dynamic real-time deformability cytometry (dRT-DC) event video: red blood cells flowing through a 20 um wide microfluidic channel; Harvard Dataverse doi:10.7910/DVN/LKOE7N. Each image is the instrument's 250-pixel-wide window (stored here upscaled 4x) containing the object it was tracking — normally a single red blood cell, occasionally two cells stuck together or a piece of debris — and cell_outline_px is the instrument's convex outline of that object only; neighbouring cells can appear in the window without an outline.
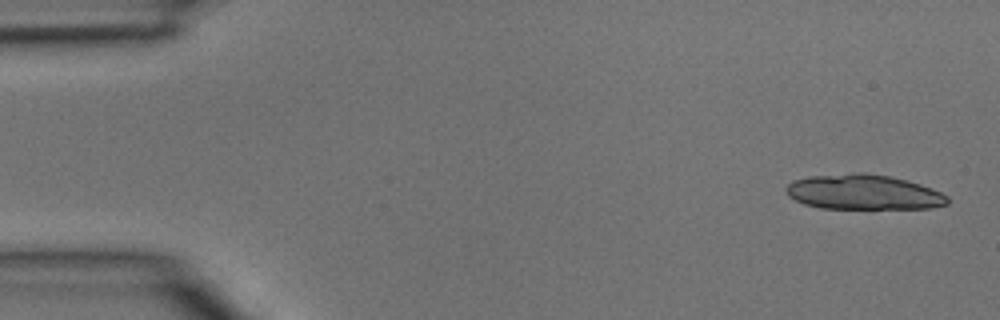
{"species": "common noctule bat (a hibernating species)", "species_latin": "Nyctalus noctula", "temperature_condition": "room temperature", "stored_images_in_passage": 5, "camera_frame_rate_fps": 3000, "um_per_image_px": 0.085, "animal": {"sex": "male", "body_mass_g": 15.6}, "frame": {"image": 1, "passage_image": 1, "time_ms": 0.0, "image_size_px": [1000, 320], "cell_outline_px": [[948, 204], [932, 208], [820, 208], [804, 204], [788, 196], [784, 188], [792, 180], [808, 176], [856, 172], [864, 172], [892, 176], [920, 184], [932, 188], [948, 196]], "centroid_in_image_um": [73.37, 16.32], "position_along_channel_um": 11.6, "area_um2": 33.18}}